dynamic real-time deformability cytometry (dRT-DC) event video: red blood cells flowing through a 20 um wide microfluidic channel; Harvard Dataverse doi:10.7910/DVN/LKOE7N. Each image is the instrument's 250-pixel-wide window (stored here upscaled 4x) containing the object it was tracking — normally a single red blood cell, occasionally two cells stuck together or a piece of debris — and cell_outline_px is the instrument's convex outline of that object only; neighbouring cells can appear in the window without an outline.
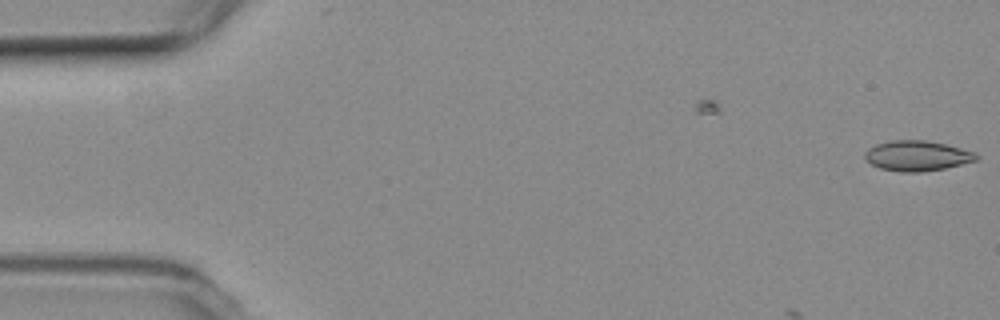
{"species": "common noctule bat (a hibernating species)", "species_latin": "Nyctalus noctula", "temperature_condition": "room temperature", "stored_images_in_passage": 6, "camera_frame_rate_fps": 3000, "um_per_image_px": 0.085, "animal": {"sex": "female", "body_mass_g": 19.3, "forearm_length_mm": 54.1}, "frame": {"image": 1, "passage_image": 6, "time_ms": 1.667, "image_size_px": [1000, 320], "cell_outline_px": [[980, 156], [976, 160], [944, 168], [920, 172], [900, 172], [880, 168], [872, 164], [864, 156], [864, 152], [868, 148], [876, 144], [892, 140], [924, 140], [944, 144], [976, 152]], "centroid_in_image_um": [77.94, 13.24], "position_along_channel_um": 7.1, "area_um2": 19.48}}